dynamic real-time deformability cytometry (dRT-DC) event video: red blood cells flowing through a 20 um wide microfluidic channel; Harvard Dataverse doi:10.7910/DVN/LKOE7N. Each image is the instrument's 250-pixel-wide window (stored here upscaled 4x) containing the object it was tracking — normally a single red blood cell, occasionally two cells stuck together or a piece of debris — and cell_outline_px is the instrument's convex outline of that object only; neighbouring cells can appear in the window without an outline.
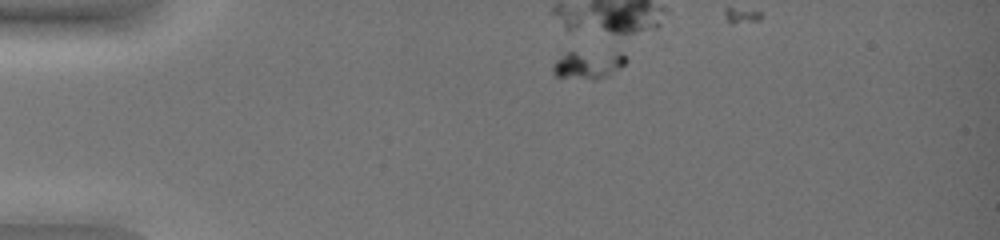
{"species": "common noctule bat (a hibernating species)", "species_latin": "Nyctalus noctula", "temperature_condition": "warm", "stored_images_in_passage": 4, "camera_frame_rate_fps": 3000, "um_per_image_px": 0.085, "animal": {"sex": "female", "body_mass_g": 19.0, "forearm_length_mm": 51.5}, "frame": {"image": 1, "passage_image": 1, "time_ms": 0.0, "image_size_px": [1000, 240], "cell_outline_px": [[628, 60], [620, 68], [608, 76], [596, 80], [556, 76], [552, 72], [552, 64], [556, 60], [568, 52], [620, 52]], "centroid_in_image_um": [50.0, 5.51], "position_along_channel_um": 35.0, "area_um2": 11.96}}